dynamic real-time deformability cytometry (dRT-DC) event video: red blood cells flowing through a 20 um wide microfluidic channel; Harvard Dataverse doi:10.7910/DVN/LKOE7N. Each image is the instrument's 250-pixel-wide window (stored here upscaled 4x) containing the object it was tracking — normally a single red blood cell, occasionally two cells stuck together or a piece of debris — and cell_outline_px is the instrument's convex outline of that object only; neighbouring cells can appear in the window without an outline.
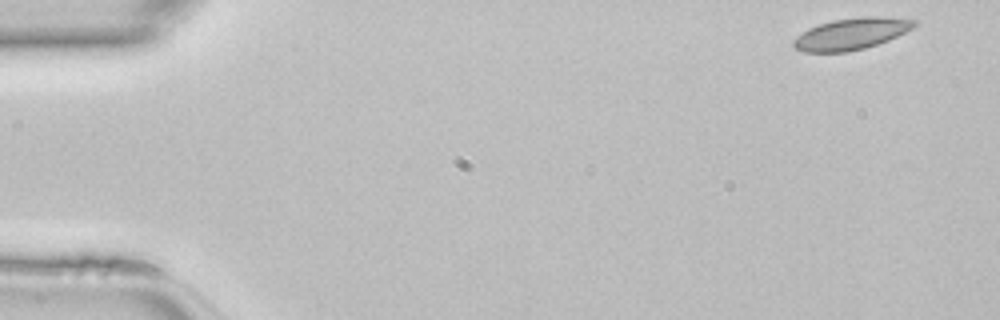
{"species": "common noctule bat (a hibernating species)", "species_latin": "Nyctalus noctula", "temperature_condition": "room temperature", "stored_images_in_passage": 23, "camera_frame_rate_fps": 3000, "um_per_image_px": 0.085, "animal": {"sex": "female", "body_mass_g": 22.7, "forearm_length_mm": 54.2}, "frame": {"image": 1, "passage_image": 1, "time_ms": 0.0, "image_size_px": [1000, 320], "cell_outline_px": [[920, 24], [888, 40], [864, 48], [848, 52], [804, 52], [796, 48], [792, 44], [792, 40], [796, 36], [808, 28], [832, 20], [860, 16], [884, 16], [916, 20]], "centroid_in_image_um": [72.36, 2.86], "position_along_channel_um": 12.6, "area_um2": 22.31}}
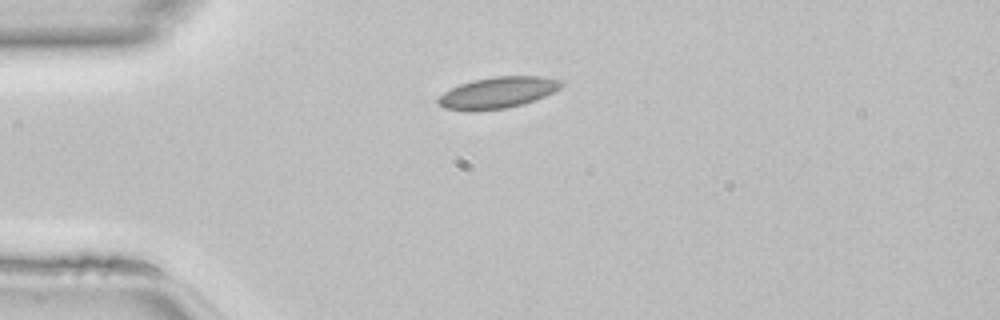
{"frame": {"image": 2, "passage_image": 10, "time_ms": 3.0, "image_size_px": [1000, 320], "cell_outline_px": [[564, 84], [560, 88], [536, 100], [524, 104], [504, 108], [476, 112], [468, 112], [444, 108], [436, 100], [444, 92], [460, 84], [472, 80], [496, 76], [544, 76], [564, 80]], "centroid_in_image_um": [42.32, 7.88], "position_along_channel_um": 42.7, "area_um2": 22.77}}
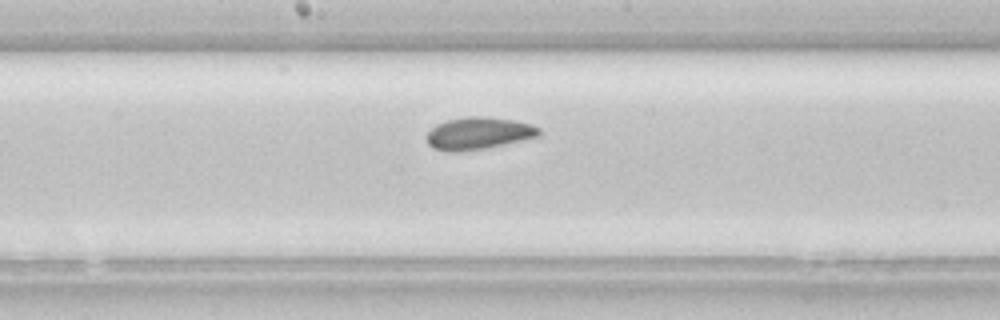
{"frame": {"image": 3, "passage_image": 23, "time_ms": 7.333, "image_size_px": [1000, 320], "cell_outline_px": [[540, 136], [484, 148], [456, 152], [448, 152], [432, 148], [428, 144], [428, 132], [436, 124], [448, 120], [468, 116], [484, 116], [512, 120], [532, 124], [540, 128]], "centroid_in_image_um": [40.67, 11.33], "position_along_channel_um": 207.5, "area_um2": 20.92}}